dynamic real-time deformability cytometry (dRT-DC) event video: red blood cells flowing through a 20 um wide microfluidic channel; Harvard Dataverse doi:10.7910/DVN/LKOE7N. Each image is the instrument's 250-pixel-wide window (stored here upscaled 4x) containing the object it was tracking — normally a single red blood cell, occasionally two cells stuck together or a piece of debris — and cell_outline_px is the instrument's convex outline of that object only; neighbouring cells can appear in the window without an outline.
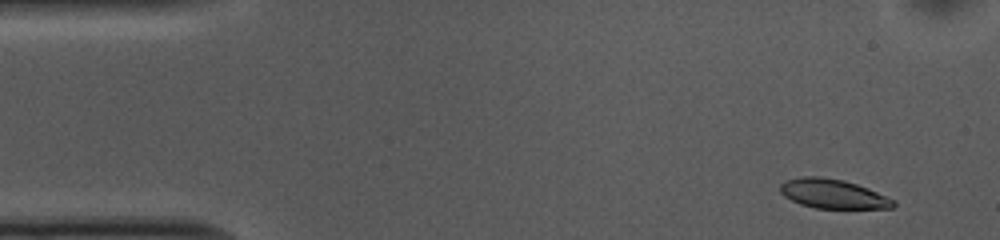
{"species": "common noctule bat (a hibernating species)", "species_latin": "Nyctalus noctula", "temperature_condition": "cold", "stored_images_in_passage": 52, "camera_frame_rate_fps": 3000, "um_per_image_px": 0.085, "animal": {"sex": "female", "body_mass_g": 10.0, "forearm_length_mm": 53.1}, "frame": {"image": 1, "passage_image": 3, "time_ms": 0.667, "image_size_px": [1000, 240], "cell_outline_px": [[896, 204], [892, 208], [816, 208], [800, 204], [784, 196], [780, 192], [780, 184], [784, 180], [804, 176], [820, 176], [844, 180], [868, 188], [896, 200]], "centroid_in_image_um": [70.8, 16.47], "position_along_channel_um": 14.2, "area_um2": 19.36}}
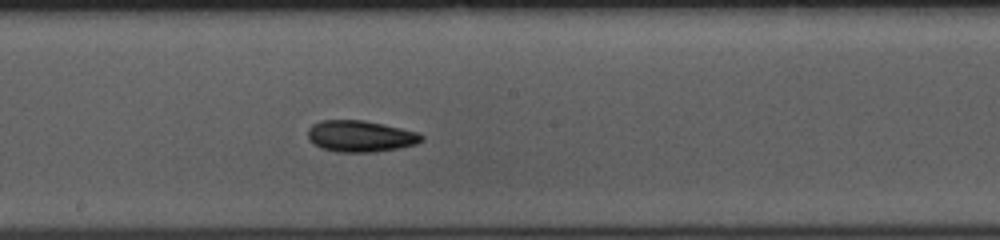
{"frame": {"image": 2, "passage_image": 27, "time_ms": 8.667, "image_size_px": [1000, 240], "cell_outline_px": [[424, 140], [416, 144], [400, 148], [376, 152], [336, 152], [320, 148], [308, 140], [308, 128], [312, 124], [320, 120], [364, 120], [384, 124], [420, 132], [424, 136]], "centroid_in_image_um": [30.65, 11.58], "position_along_channel_um": 217.6, "area_um2": 21.21}}
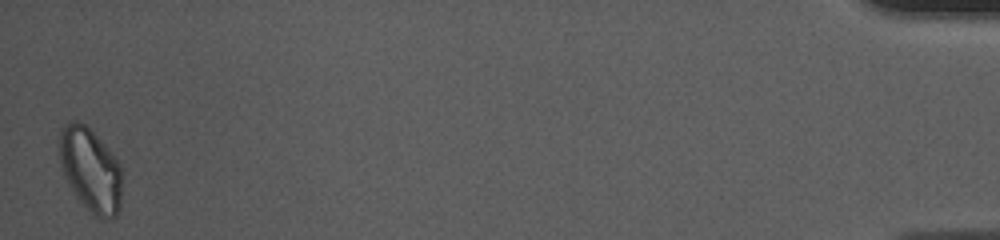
{"frame": {"image": 3, "passage_image": 52, "time_ms": 17.0, "image_size_px": [1000, 240], "cell_outline_px": [[124, 176], [120, 208], [116, 216], [104, 220], [100, 220], [80, 200], [68, 184], [64, 176], [60, 164], [60, 128], [64, 124], [72, 120], [76, 120], [84, 124], [108, 148], [120, 164]], "centroid_in_image_um": [7.73, 14.45], "position_along_channel_um": 427.5, "area_um2": 30.81}, "authors_computed_cell_mechanics": {"area_um2": 20.4323, "velocity_mm_per_s": 3.675, "shape_relaxation_time_tau1_ms": 9.0053, "shape_relaxation_time_tau2_ms": 5.799, "deformation_change_tau1": 0.1676, "deformation_change_tau2": 0.1038}}